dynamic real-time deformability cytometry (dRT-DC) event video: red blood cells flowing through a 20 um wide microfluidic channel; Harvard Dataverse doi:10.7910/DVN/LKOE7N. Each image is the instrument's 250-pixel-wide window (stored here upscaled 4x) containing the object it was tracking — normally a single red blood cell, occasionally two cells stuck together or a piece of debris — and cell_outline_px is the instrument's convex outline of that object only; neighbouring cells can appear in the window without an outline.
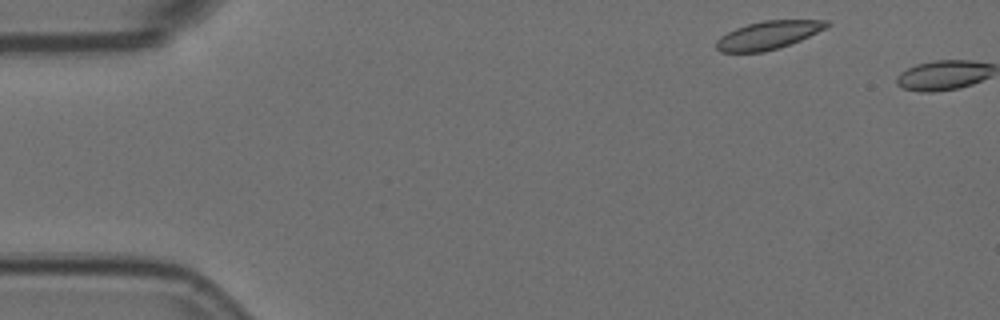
{"species": "Egyptian fruit bat (a non-hibernating species)", "species_latin": "Rousettus aegyptiacus", "temperature_condition": "room temperature", "stored_images_in_passage": 2, "camera_frame_rate_fps": 3000, "um_per_image_px": 0.085, "animal": {"sex": "female"}, "frame": {"image": 1, "passage_image": 1, "time_ms": 0.0, "image_size_px": [1000, 320], "cell_outline_px": [[832, 24], [800, 40], [780, 48], [764, 52], [720, 52], [716, 48], [716, 40], [720, 36], [736, 28], [748, 24], [764, 20], [828, 20]], "centroid_in_image_um": [65.28, 2.99], "position_along_channel_um": 19.7, "area_um2": 18.03}}